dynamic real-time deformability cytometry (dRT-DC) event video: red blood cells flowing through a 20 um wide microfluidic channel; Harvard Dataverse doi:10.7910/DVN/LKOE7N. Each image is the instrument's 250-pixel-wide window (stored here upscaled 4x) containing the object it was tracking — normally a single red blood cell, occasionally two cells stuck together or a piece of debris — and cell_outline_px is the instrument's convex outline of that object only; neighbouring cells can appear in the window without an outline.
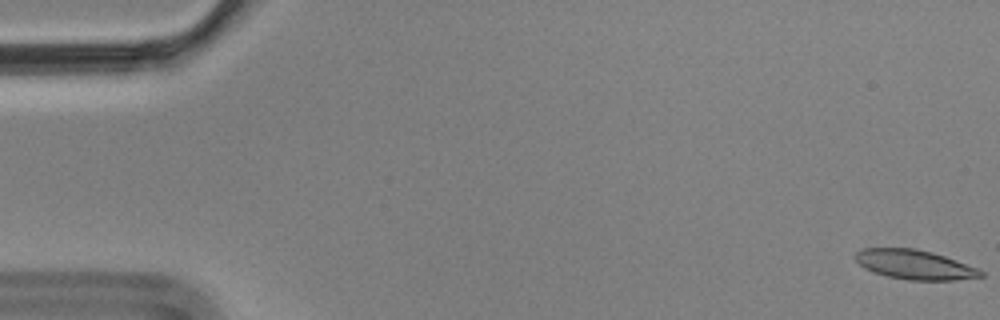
{"species": "Egyptian fruit bat (a non-hibernating species)", "species_latin": "Rousettus aegyptiacus", "temperature_condition": "cold", "stored_images_in_passage": 8, "camera_frame_rate_fps": 3000, "um_per_image_px": 0.085, "animal": {"sex": "male"}, "frame": {"image": 1, "passage_image": 1, "time_ms": 0.0, "image_size_px": [1000, 320], "cell_outline_px": [[984, 276], [952, 280], [908, 280], [888, 276], [864, 268], [852, 256], [856, 252], [864, 248], [912, 248], [932, 252], [944, 256], [976, 268], [984, 272]], "centroid_in_image_um": [77.71, 22.49], "position_along_channel_um": 7.3, "area_um2": 21.21}}
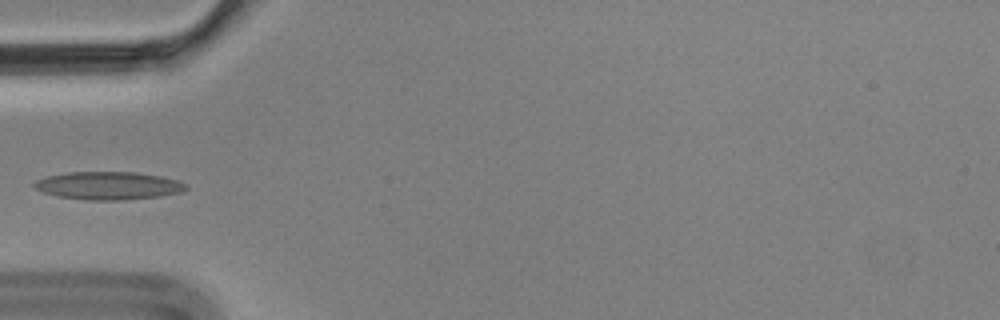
{"frame": {"image": 2, "passage_image": 6, "time_ms": 1.667, "image_size_px": [1000, 320], "cell_outline_px": [[188, 188], [180, 192], [160, 196], [124, 200], [84, 200], [56, 196], [44, 192], [36, 188], [32, 184], [36, 180], [48, 176], [68, 172], [136, 172], [160, 176], [176, 180], [184, 184]], "centroid_in_image_um": [9.18, 15.78], "position_along_channel_um": 75.8, "area_um2": 24.57}}
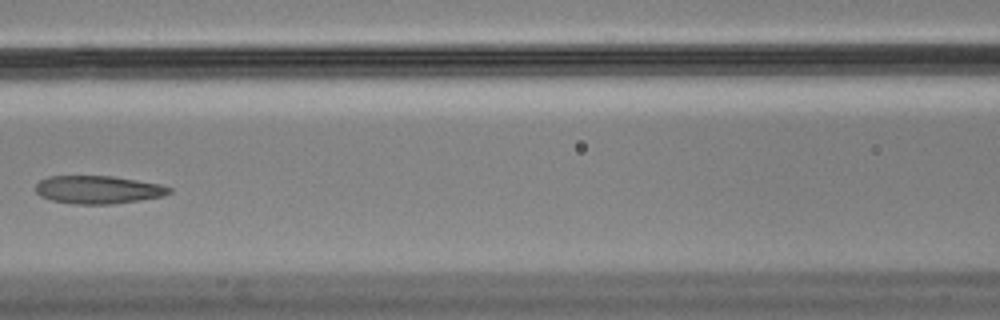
{"frame": {"image": 3, "passage_image": 8, "time_ms": 2.333, "image_size_px": [1000, 320], "cell_outline_px": [[172, 192], [164, 196], [140, 200], [112, 204], [72, 204], [52, 200], [40, 196], [36, 192], [36, 184], [40, 180], [48, 176], [112, 176], [160, 184], [172, 188]], "centroid_in_image_um": [8.34, 16.12], "position_along_channel_um": 158.3, "area_um2": 21.85}}